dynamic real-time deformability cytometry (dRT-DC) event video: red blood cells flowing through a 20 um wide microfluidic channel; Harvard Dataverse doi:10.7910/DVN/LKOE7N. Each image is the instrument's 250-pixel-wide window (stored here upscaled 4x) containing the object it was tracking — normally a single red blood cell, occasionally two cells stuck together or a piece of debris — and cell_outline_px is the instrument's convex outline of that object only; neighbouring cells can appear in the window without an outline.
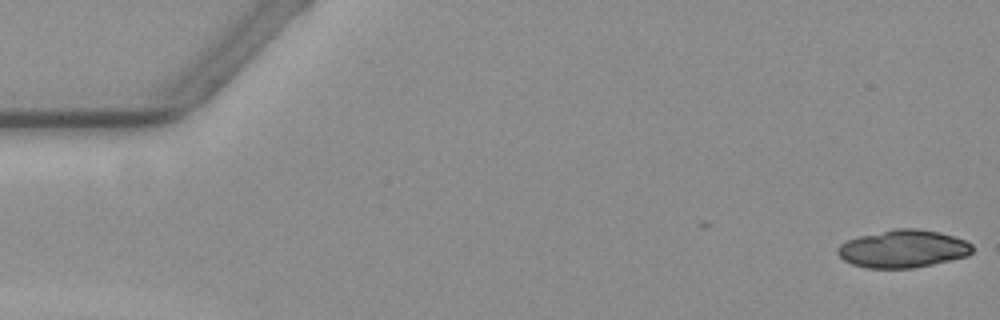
{"species": "common noctule bat (a hibernating species)", "species_latin": "Nyctalus noctula", "temperature_condition": "warm", "stored_images_in_passage": 17, "camera_frame_rate_fps": 3000, "um_per_image_px": 0.085, "animal": {"sex": "female", "body_mass_g": 19.3, "forearm_length_mm": 54.1}, "frame": {"image": 1, "passage_image": 1, "time_ms": 0.0, "image_size_px": [1000, 320], "cell_outline_px": [[972, 252], [968, 256], [932, 264], [912, 268], [868, 268], [852, 264], [844, 260], [836, 252], [836, 248], [840, 244], [848, 240], [860, 236], [896, 228], [916, 228], [940, 232], [964, 240], [972, 244]], "centroid_in_image_um": [76.75, 21.15], "position_along_channel_um": 8.2, "area_um2": 29.48}}